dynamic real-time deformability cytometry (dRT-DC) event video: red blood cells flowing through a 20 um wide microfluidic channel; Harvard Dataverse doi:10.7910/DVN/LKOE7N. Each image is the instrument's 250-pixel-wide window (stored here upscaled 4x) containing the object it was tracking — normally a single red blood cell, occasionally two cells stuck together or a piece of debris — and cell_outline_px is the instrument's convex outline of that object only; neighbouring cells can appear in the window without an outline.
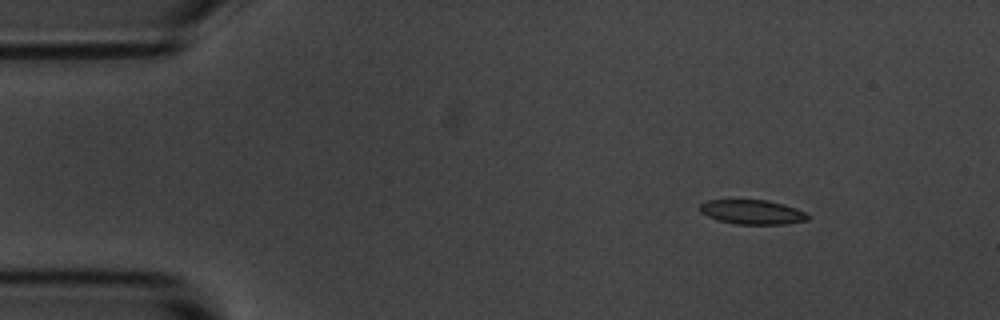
{"species": "common noctule bat (a hibernating species)", "species_latin": "Nyctalus noctula", "temperature_condition": "room temperature", "stored_images_in_passage": 4, "camera_frame_rate_fps": 3000, "um_per_image_px": 0.085, "animal": {"sex": "male", "body_mass_g": 20.1, "forearm_length_mm": 53.5}, "frame": {"image": 1, "passage_image": 2, "time_ms": 0.333, "image_size_px": [1000, 320], "cell_outline_px": [[808, 220], [784, 224], [736, 224], [716, 220], [700, 212], [700, 204], [708, 200], [768, 200], [784, 204], [796, 208], [804, 212], [808, 216]], "centroid_in_image_um": [63.92, 18.02], "position_along_channel_um": 21.1, "area_um2": 15.32}}
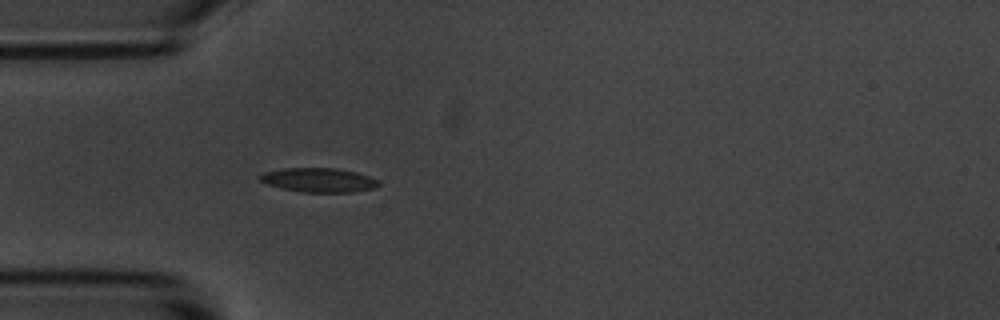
{"frame": {"image": 2, "passage_image": 4, "time_ms": 1.0, "image_size_px": [1000, 320], "cell_outline_px": [[380, 184], [376, 188], [352, 192], [304, 192], [284, 188], [268, 184], [260, 180], [256, 176], [264, 172], [284, 168], [336, 168], [356, 172], [380, 180]], "centroid_in_image_um": [27.12, 15.3], "position_along_channel_um": 57.9, "area_um2": 16.7}}